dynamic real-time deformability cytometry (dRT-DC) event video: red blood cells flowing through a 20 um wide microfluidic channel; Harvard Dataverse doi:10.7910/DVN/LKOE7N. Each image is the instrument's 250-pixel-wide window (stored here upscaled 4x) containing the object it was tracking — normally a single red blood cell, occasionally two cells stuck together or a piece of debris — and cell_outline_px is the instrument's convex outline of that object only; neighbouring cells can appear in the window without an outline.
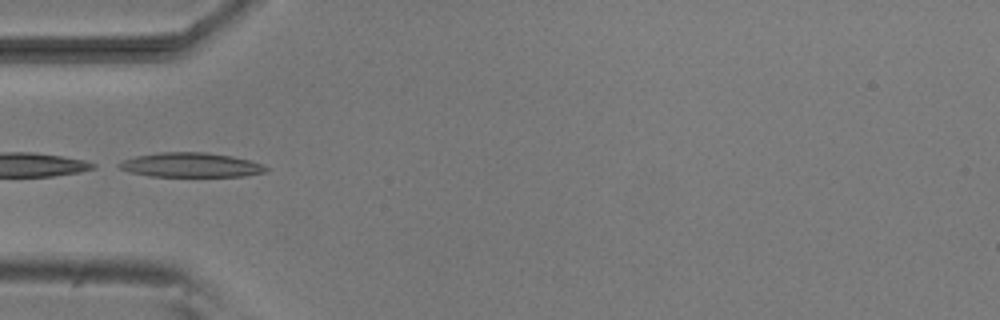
{"species": "common noctule bat (a hibernating species)", "species_latin": "Nyctalus noctula", "temperature_condition": "room temperature", "stored_images_in_passage": 31, "camera_frame_rate_fps": 3000, "um_per_image_px": 0.085, "animal": {"sex": "male", "body_mass_g": 20.5, "forearm_length_mm": 52.5}, "frame": {"image": 1, "passage_image": 1, "time_ms": 0.0, "image_size_px": [1000, 320], "cell_outline_px": [[268, 172], [244, 176], [148, 176], [128, 172], [120, 168], [116, 164], [124, 160], [136, 156], [160, 152], [208, 152], [232, 156], [248, 160], [260, 164], [268, 168]], "centroid_in_image_um": [16.2, 14.02], "position_along_channel_um": 68.8, "area_um2": 20.92}, "authors_computed_cell_mechanics": {"area_um2": 19.652, "velocity_mm_per_s": 3.8328, "shape_relaxation_time_tau1_ms": 10.2728, "shape_relaxation_time_tau2_ms": 5.3967, "deformation_change_tau1": 0.2487, "deformation_change_tau2": 0.1847}}